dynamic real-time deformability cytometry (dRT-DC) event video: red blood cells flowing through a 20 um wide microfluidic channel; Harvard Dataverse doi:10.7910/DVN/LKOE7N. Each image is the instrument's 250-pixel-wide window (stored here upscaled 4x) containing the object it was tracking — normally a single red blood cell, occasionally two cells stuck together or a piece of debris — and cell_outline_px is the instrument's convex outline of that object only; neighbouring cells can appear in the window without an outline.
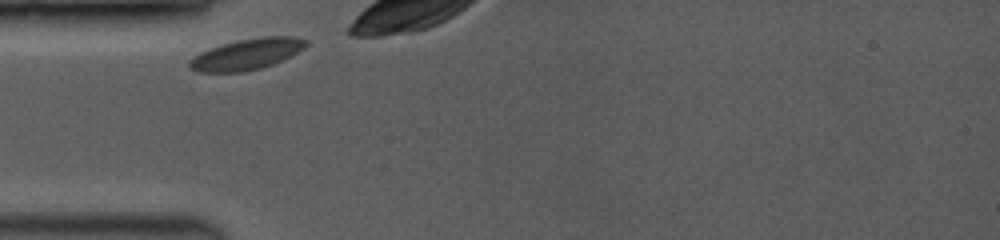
{"species": "common noctule bat (a hibernating species)", "species_latin": "Nyctalus noctula", "temperature_condition": "room temperature", "stored_images_in_passage": 12, "camera_frame_rate_fps": 3500, "um_per_image_px": 0.085, "animal": {"sex": "female", "body_mass_g": 19.0, "forearm_length_mm": 53.3}, "frame": {"image": 1, "passage_image": 1, "time_ms": 0.0, "image_size_px": [1000, 240], "cell_outline_px": [[308, 44], [304, 48], [272, 64], [260, 68], [244, 72], [196, 72], [188, 68], [188, 60], [200, 52], [224, 44], [240, 40], [264, 36], [292, 36], [308, 40]], "centroid_in_image_um": [20.94, 4.62], "position_along_channel_um": 64.1, "area_um2": 20.81}}
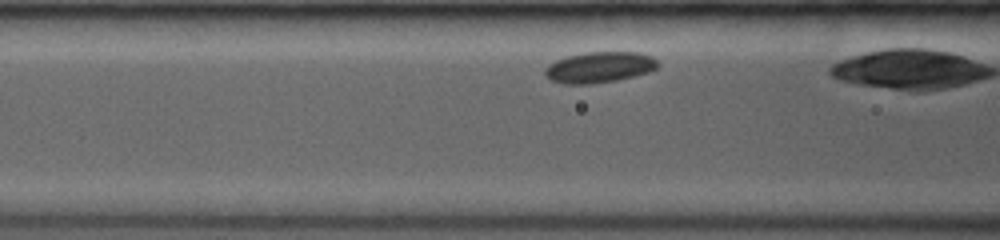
{"frame": {"image": 2, "passage_image": 6, "time_ms": 1.429, "image_size_px": [1000, 240], "cell_outline_px": [[660, 64], [652, 72], [616, 80], [592, 84], [564, 84], [548, 80], [544, 76], [544, 68], [548, 64], [556, 60], [568, 56], [584, 52], [640, 52], [652, 56]], "centroid_in_image_um": [50.93, 5.72], "position_along_channel_um": 115.7, "area_um2": 20.69}}